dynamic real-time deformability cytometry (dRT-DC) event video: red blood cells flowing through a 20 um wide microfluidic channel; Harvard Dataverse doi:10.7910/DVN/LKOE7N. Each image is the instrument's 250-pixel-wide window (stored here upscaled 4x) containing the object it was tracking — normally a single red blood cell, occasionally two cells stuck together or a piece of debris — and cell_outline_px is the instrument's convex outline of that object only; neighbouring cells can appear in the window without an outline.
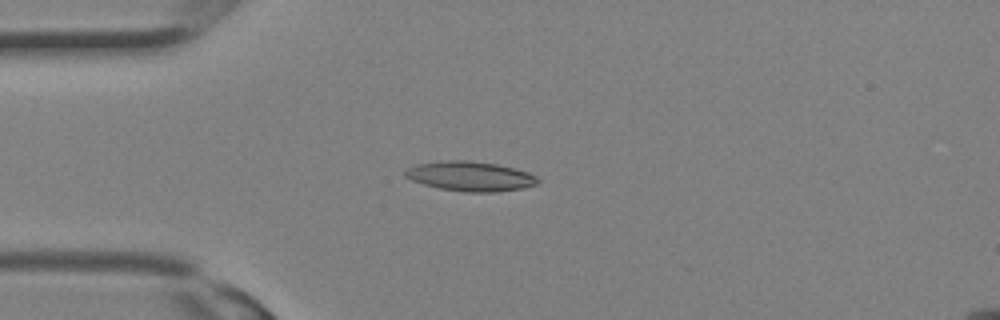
{"species": "Egyptian fruit bat (a non-hibernating species)", "species_latin": "Rousettus aegyptiacus", "temperature_condition": "room temperature", "stored_images_in_passage": 12, "camera_frame_rate_fps": 3000, "um_per_image_px": 0.085, "animal": {"sex": "female"}, "frame": {"image": 1, "passage_image": 4, "time_ms": 1.0, "image_size_px": [1000, 320], "cell_outline_px": [[540, 180], [536, 184], [524, 188], [496, 192], [464, 192], [440, 188], [424, 184], [412, 180], [404, 176], [404, 172], [408, 168], [416, 164], [448, 160], [468, 160], [496, 164], [516, 168], [528, 172], [536, 176]], "centroid_in_image_um": [40.0, 14.98], "position_along_channel_um": 45.0, "area_um2": 22.95}}
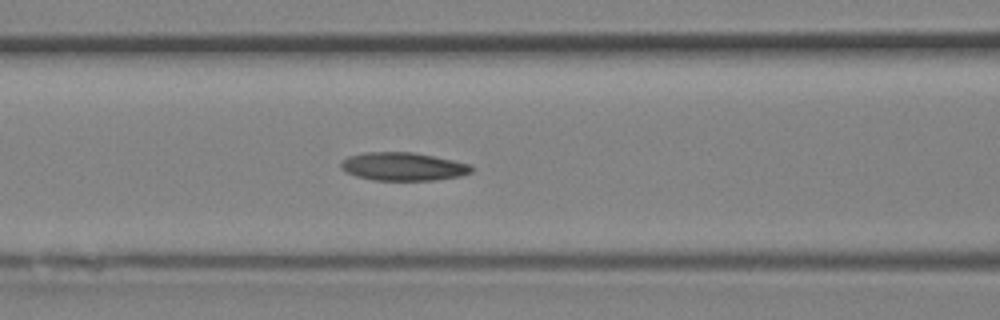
{"frame": {"image": 2, "passage_image": 9, "time_ms": 2.667, "image_size_px": [1000, 320], "cell_outline_px": [[472, 172], [460, 176], [432, 180], [376, 180], [356, 176], [340, 168], [340, 164], [348, 156], [364, 152], [412, 152], [472, 164]], "centroid_in_image_um": [34.27, 14.15], "position_along_channel_um": 132.3, "area_um2": 21.27}}
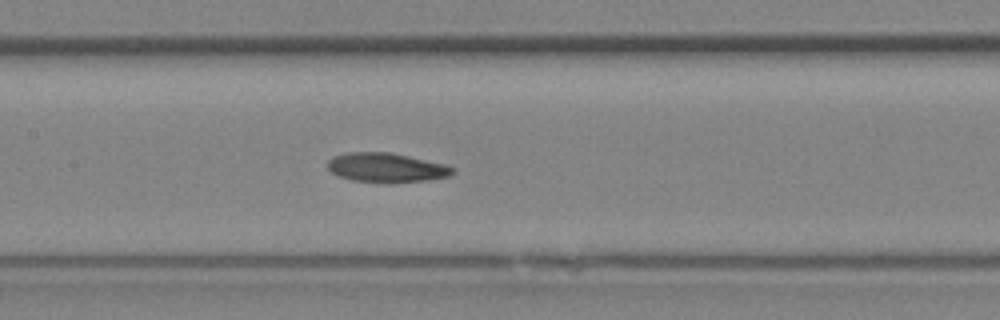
{"frame": {"image": 3, "passage_image": 11, "time_ms": 3.333, "image_size_px": [1000, 320], "cell_outline_px": [[456, 172], [448, 176], [428, 180], [352, 180], [340, 176], [332, 172], [328, 168], [328, 160], [332, 156], [344, 152], [388, 152], [408, 156], [444, 164], [456, 168]], "centroid_in_image_um": [32.83, 14.19], "position_along_channel_um": 174.6, "area_um2": 20.52}}